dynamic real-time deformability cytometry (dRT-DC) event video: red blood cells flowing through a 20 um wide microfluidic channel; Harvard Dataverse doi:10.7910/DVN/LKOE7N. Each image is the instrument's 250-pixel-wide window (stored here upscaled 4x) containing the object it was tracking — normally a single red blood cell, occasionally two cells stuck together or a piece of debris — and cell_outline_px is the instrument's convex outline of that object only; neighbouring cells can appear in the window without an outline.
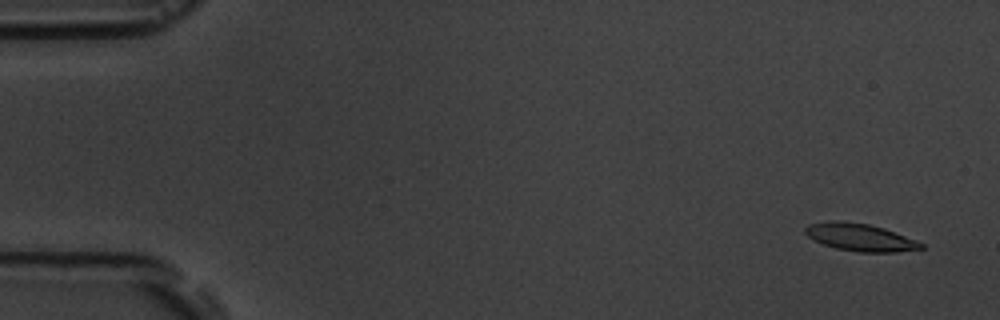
{"species": "common noctule bat (a hibernating species)", "species_latin": "Nyctalus noctula", "temperature_condition": "room temperature", "stored_images_in_passage": 6, "camera_frame_rate_fps": 3000, "um_per_image_px": 0.085, "animal": {"sex": "male", "body_mass_g": 19.5, "forearm_length_mm": 54.6}, "frame": {"image": 1, "passage_image": 1, "time_ms": 0.0, "image_size_px": [1000, 320], "cell_outline_px": [[924, 248], [896, 252], [860, 252], [836, 248], [812, 240], [804, 232], [804, 228], [808, 224], [828, 220], [836, 220], [868, 224], [884, 228], [916, 240], [924, 244]], "centroid_in_image_um": [73.07, 20.16], "position_along_channel_um": 11.9, "area_um2": 18.55}}
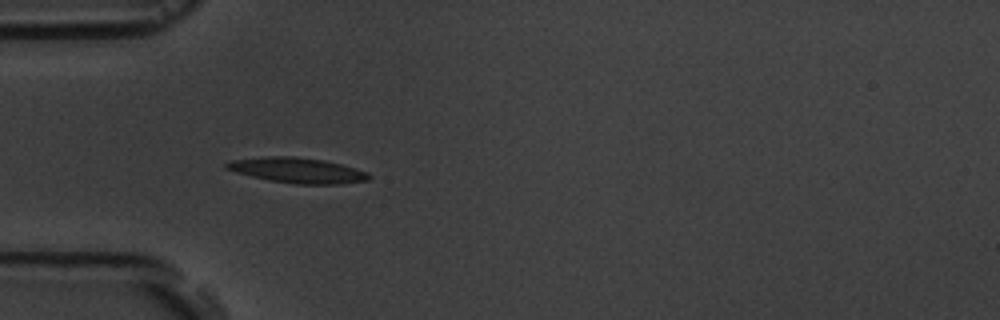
{"frame": {"image": 2, "passage_image": 5, "time_ms": 4.667, "image_size_px": [1000, 320], "cell_outline_px": [[372, 176], [368, 180], [340, 184], [296, 184], [268, 180], [236, 172], [224, 168], [224, 164], [232, 160], [264, 156], [292, 156], [324, 160], [356, 168], [368, 172]], "centroid_in_image_um": [25.29, 14.47], "position_along_channel_um": 59.7, "area_um2": 21.04}}
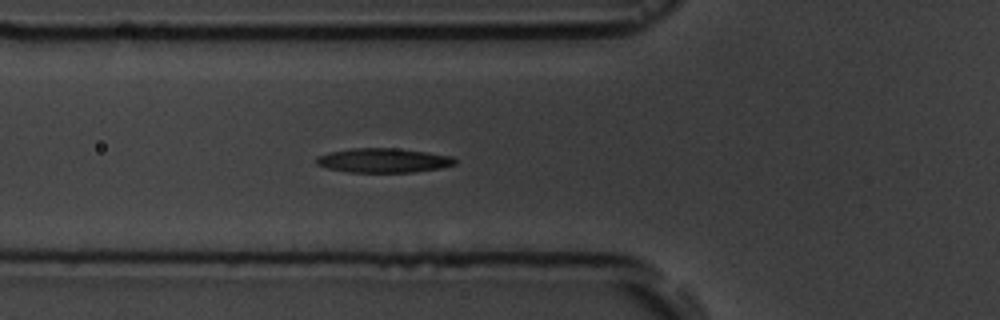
{"frame": {"image": 3, "passage_image": 6, "time_ms": 5.667, "image_size_px": [1000, 320], "cell_outline_px": [[456, 164], [440, 168], [412, 172], [348, 172], [328, 168], [316, 164], [316, 156], [328, 152], [352, 148], [396, 148], [428, 152], [452, 156], [456, 160]], "centroid_in_image_um": [32.58, 13.63], "position_along_channel_um": 93.2, "area_um2": 19.71}}